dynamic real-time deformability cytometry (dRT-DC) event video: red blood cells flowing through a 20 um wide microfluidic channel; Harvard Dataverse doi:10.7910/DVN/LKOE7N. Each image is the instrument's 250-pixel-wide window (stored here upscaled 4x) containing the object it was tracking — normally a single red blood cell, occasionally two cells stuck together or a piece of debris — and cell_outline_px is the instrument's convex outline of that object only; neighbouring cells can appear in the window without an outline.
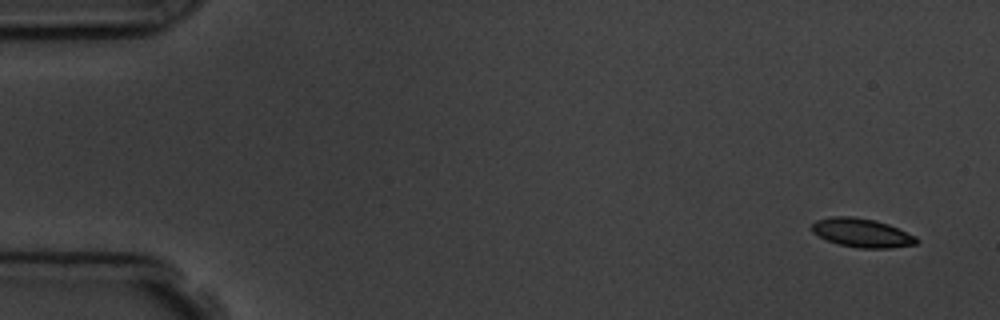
{"species": "common noctule bat (a hibernating species)", "species_latin": "Nyctalus noctula", "temperature_condition": "room temperature", "stored_images_in_passage": 6, "camera_frame_rate_fps": 3000, "um_per_image_px": 0.085, "animal": {"sex": "male", "body_mass_g": 19.5, "forearm_length_mm": 54.6}, "frame": {"image": 1, "passage_image": 1, "time_ms": 0.0, "image_size_px": [1000, 320], "cell_outline_px": [[920, 240], [916, 244], [888, 248], [860, 248], [840, 244], [828, 240], [812, 232], [812, 224], [816, 220], [832, 216], [852, 216], [876, 220], [888, 224], [916, 236]], "centroid_in_image_um": [73.28, 19.78], "position_along_channel_um": 11.7, "area_um2": 17.46}}
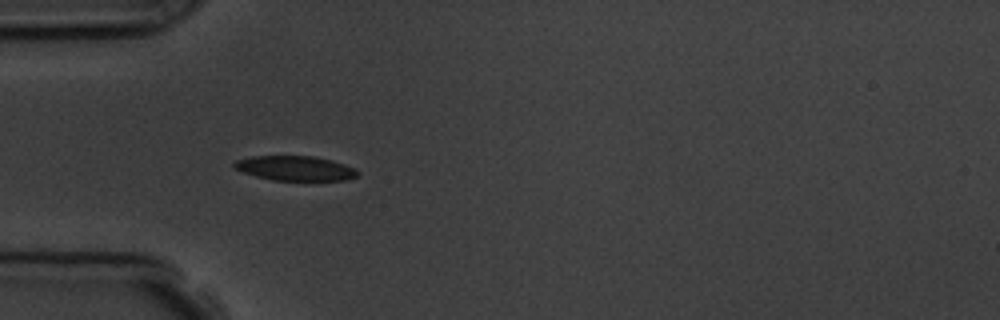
{"frame": {"image": 2, "passage_image": 5, "time_ms": 4.667, "image_size_px": [1000, 320], "cell_outline_px": [[360, 172], [356, 176], [344, 180], [272, 180], [256, 176], [244, 172], [236, 168], [232, 164], [236, 160], [252, 156], [312, 156], [332, 160], [356, 168]], "centroid_in_image_um": [25.11, 14.3], "position_along_channel_um": 59.9, "area_um2": 17.63}}